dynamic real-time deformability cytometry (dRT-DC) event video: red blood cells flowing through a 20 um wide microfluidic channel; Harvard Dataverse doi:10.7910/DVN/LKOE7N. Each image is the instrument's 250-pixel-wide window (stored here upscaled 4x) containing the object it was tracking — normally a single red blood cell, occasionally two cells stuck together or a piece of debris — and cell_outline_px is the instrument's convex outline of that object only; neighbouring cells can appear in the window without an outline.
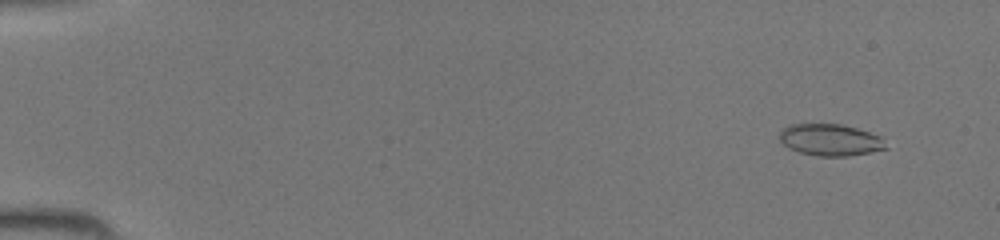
{"species": "common noctule bat (a hibernating species)", "species_latin": "Nyctalus noctula", "temperature_condition": "room temperature", "stored_images_in_passage": 46, "camera_frame_rate_fps": 3000, "um_per_image_px": 0.085, "animal": {"sex": "female", "body_mass_g": 19.5, "forearm_length_mm": 54.1}, "frame": {"image": 1, "passage_image": 4, "time_ms": 1.0, "image_size_px": [1000, 240], "cell_outline_px": [[888, 148], [848, 156], [816, 156], [800, 152], [788, 148], [780, 140], [780, 132], [788, 124], [840, 124], [856, 128], [880, 136]], "centroid_in_image_um": [70.55, 11.89], "position_along_channel_um": 14.5, "area_um2": 19.48}}
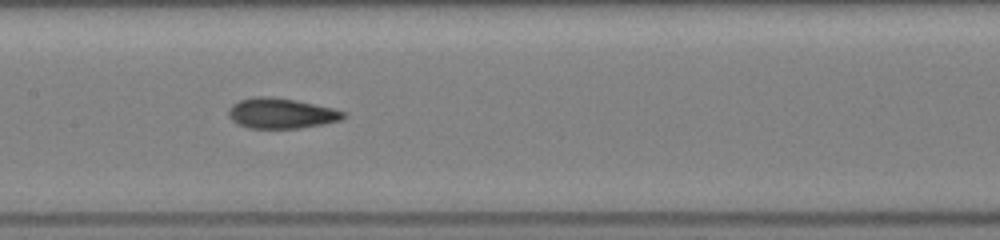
{"frame": {"image": 2, "passage_image": 24, "time_ms": 7.667, "image_size_px": [1000, 240], "cell_outline_px": [[348, 112], [340, 120], [324, 124], [300, 128], [248, 128], [236, 124], [228, 116], [228, 108], [232, 104], [240, 100], [256, 96], [264, 96], [296, 100], [332, 108]], "centroid_in_image_um": [23.88, 9.64], "position_along_channel_um": 183.5, "area_um2": 20.35}}
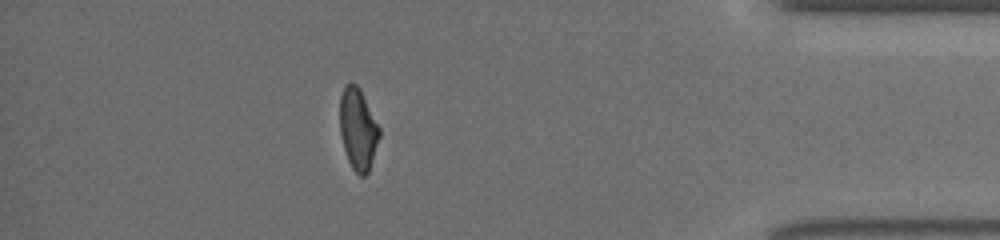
{"frame": {"image": 3, "passage_image": 41, "time_ms": 13.333, "image_size_px": [1000, 240], "cell_outline_px": [[380, 136], [368, 172], [364, 176], [360, 176], [352, 168], [348, 160], [344, 148], [340, 132], [340, 96], [344, 84], [352, 80], [360, 88], [380, 128]], "centroid_in_image_um": [30.42, 10.92], "position_along_channel_um": 404.8, "area_um2": 18.84}}